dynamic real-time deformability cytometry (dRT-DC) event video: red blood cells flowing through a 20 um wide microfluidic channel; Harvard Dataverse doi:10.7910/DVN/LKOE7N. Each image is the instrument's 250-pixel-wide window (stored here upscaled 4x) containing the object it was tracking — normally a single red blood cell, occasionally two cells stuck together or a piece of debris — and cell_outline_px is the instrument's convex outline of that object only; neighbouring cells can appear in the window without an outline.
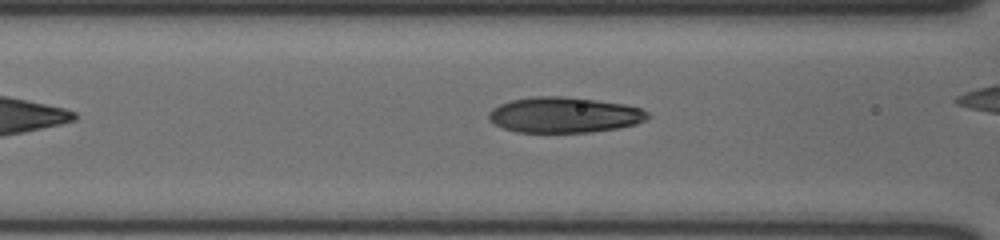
{"species": "human", "species_latin": "Homo sapiens", "temperature_condition": "cold", "stored_images_in_passage": 33, "camera_frame_rate_fps": 3000, "um_per_image_px": 0.085, "donor": {"sex": "male"}, "frame": {"image": 1, "passage_image": 10, "time_ms": 3.0, "image_size_px": [1000, 240], "cell_outline_px": [[652, 116], [636, 124], [616, 128], [592, 132], [516, 132], [504, 128], [496, 124], [488, 116], [488, 112], [492, 108], [500, 104], [512, 100], [532, 96], [564, 96], [596, 100], [624, 104], [640, 108], [648, 112]], "centroid_in_image_um": [47.97, 9.76], "position_along_channel_um": 118.6, "area_um2": 32.89}}
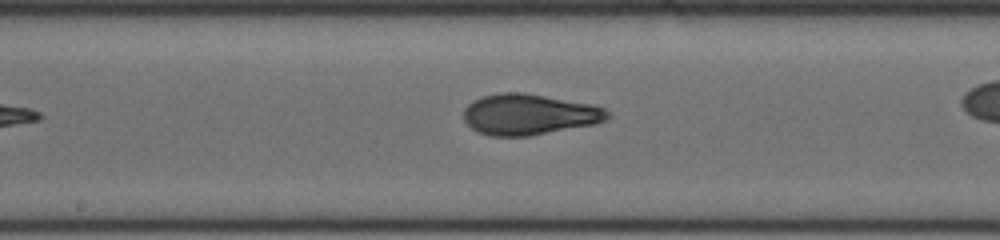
{"frame": {"image": 2, "passage_image": 17, "time_ms": 5.333, "image_size_px": [1000, 240], "cell_outline_px": [[608, 116], [604, 120], [596, 124], [528, 136], [488, 136], [476, 132], [464, 120], [464, 108], [468, 104], [484, 96], [500, 92], [524, 92], [588, 104], [604, 108], [608, 112]], "centroid_in_image_um": [44.93, 9.74], "position_along_channel_um": 203.3, "area_um2": 33.99}}
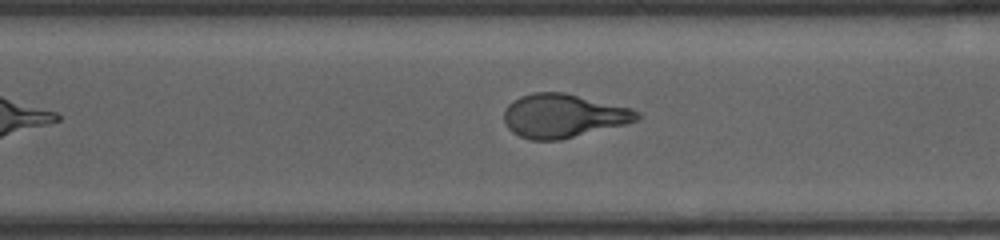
{"frame": {"image": 3, "passage_image": 27, "time_ms": 8.667, "image_size_px": [1000, 240], "cell_outline_px": [[640, 116], [636, 120], [628, 124], [560, 140], [532, 140], [520, 136], [512, 132], [508, 128], [504, 120], [504, 112], [508, 104], [520, 96], [532, 92], [564, 92], [632, 108], [640, 112]], "centroid_in_image_um": [47.89, 9.84], "position_along_channel_um": 322.7, "area_um2": 33.99}}